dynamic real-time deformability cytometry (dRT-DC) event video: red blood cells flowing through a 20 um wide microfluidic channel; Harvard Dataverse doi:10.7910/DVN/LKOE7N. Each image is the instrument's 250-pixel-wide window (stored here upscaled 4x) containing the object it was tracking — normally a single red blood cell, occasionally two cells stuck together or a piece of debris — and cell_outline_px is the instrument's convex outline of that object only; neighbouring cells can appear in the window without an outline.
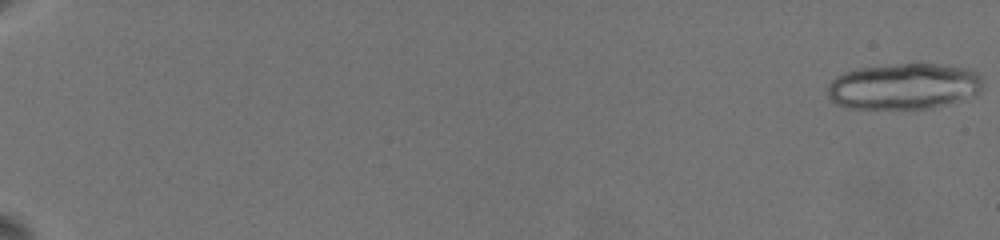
{"species": "common noctule bat (a hibernating species)", "species_latin": "Nyctalus noctula", "temperature_condition": "warm", "stored_images_in_passage": 26, "camera_frame_rate_fps": 3000, "um_per_image_px": 0.085, "animal": {"sex": "female", "body_mass_g": 19.5, "forearm_length_mm": 54.1}, "frame": {"image": 1, "passage_image": 1, "time_ms": 0.0, "image_size_px": [1000, 240], "cell_outline_px": [[980, 92], [948, 104], [932, 108], [848, 108], [836, 104], [828, 100], [828, 84], [836, 76], [844, 72], [856, 68], [900, 64], [940, 64], [968, 68], [976, 72], [980, 76]], "centroid_in_image_um": [76.77, 7.34], "position_along_channel_um": 8.2, "area_um2": 41.56}}